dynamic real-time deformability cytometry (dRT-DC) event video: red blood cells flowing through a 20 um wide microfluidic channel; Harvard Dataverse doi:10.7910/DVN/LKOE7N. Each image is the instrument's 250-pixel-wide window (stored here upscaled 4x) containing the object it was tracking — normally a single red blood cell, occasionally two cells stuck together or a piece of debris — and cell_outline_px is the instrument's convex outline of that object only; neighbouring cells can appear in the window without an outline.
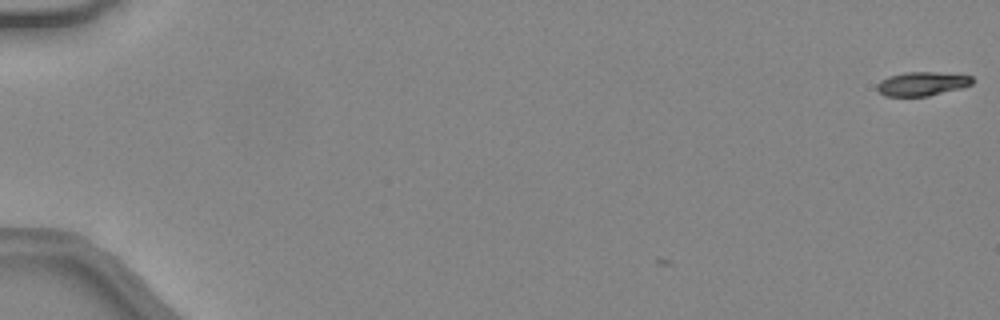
{"species": "common noctule bat (a hibernating species)", "species_latin": "Nyctalus noctula", "temperature_condition": "warm", "stored_images_in_passage": 3, "camera_frame_rate_fps": 3000, "um_per_image_px": 0.085, "animal": {"sex": "female", "body_mass_g": 24.6, "forearm_length_mm": 56.2}, "frame": {"image": 1, "passage_image": 3, "time_ms": 0.667, "image_size_px": [1000, 320], "cell_outline_px": [[972, 84], [960, 88], [928, 96], [884, 96], [876, 88], [876, 84], [880, 80], [888, 76], [904, 72], [936, 72], [972, 76]], "centroid_in_image_um": [78.32, 7.12], "position_along_channel_um": 6.7, "area_um2": 13.24}}